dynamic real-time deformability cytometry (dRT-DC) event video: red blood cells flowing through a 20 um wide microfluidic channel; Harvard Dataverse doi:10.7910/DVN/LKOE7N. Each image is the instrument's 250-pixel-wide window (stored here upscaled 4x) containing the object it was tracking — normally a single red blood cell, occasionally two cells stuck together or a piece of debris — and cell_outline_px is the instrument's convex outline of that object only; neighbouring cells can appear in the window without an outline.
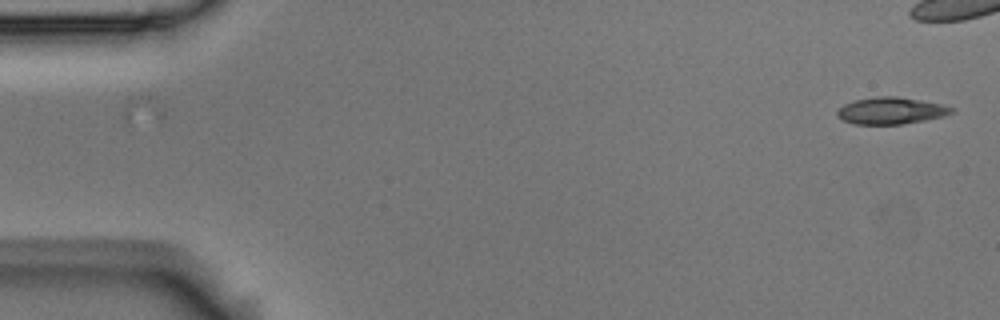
{"species": "Egyptian fruit bat (a non-hibernating species)", "species_latin": "Rousettus aegyptiacus", "temperature_condition": "room temperature", "stored_images_in_passage": 2, "camera_frame_rate_fps": 3000, "um_per_image_px": 0.085, "animal": {"sex": "male"}, "frame": {"image": 1, "passage_image": 2, "time_ms": 0.333, "image_size_px": [1000, 320], "cell_outline_px": [[956, 108], [952, 112], [944, 116], [924, 120], [900, 124], [856, 124], [844, 120], [836, 116], [836, 112], [844, 104], [856, 100], [876, 96], [896, 96], [944, 104]], "centroid_in_image_um": [75.75, 9.4], "position_along_channel_um": 9.2, "area_um2": 17.8}}